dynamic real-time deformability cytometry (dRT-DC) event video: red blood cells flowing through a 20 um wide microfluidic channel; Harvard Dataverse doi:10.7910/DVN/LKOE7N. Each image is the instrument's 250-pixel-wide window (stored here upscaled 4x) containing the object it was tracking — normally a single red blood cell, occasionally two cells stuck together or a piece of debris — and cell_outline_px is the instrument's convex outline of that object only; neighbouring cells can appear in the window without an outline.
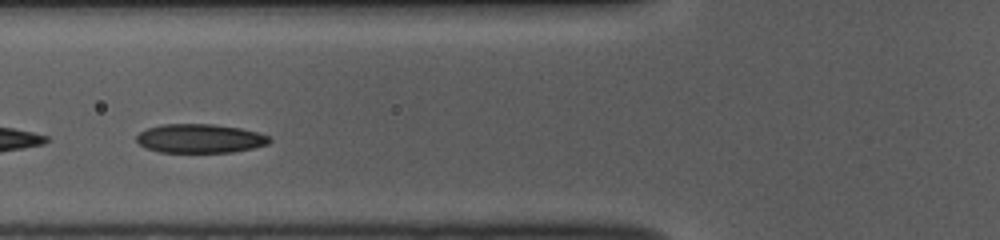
{"species": "common noctule bat (a hibernating species)", "species_latin": "Nyctalus noctula", "temperature_condition": "room temperature", "stored_images_in_passage": 20, "camera_frame_rate_fps": 3000, "um_per_image_px": 0.085, "animal": {"sex": "female", "body_mass_g": 10.0, "forearm_length_mm": 53.1}, "frame": {"image": 1, "passage_image": 11, "time_ms": 3.333, "image_size_px": [1000, 240], "cell_outline_px": [[272, 140], [268, 144], [252, 148], [232, 152], [160, 152], [144, 148], [136, 140], [136, 136], [140, 132], [148, 128], [160, 124], [212, 124], [240, 128], [256, 132], [268, 136]], "centroid_in_image_um": [16.97, 11.77], "position_along_channel_um": 108.8, "area_um2": 22.37}}
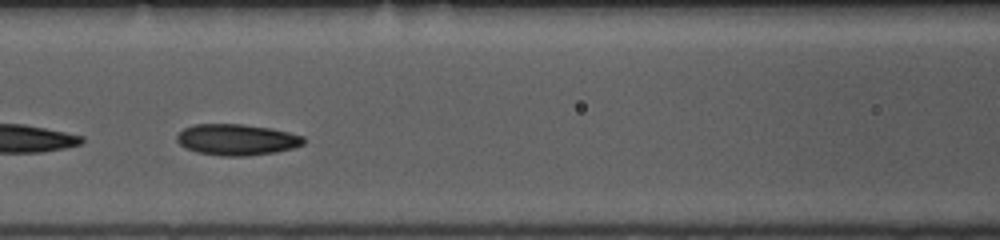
{"frame": {"image": 2, "passage_image": 14, "time_ms": 4.333, "image_size_px": [1000, 240], "cell_outline_px": [[304, 144], [292, 148], [276, 152], [248, 156], [220, 156], [196, 152], [180, 144], [176, 140], [176, 136], [184, 128], [196, 124], [244, 124], [268, 128], [288, 132], [304, 136]], "centroid_in_image_um": [20.12, 11.87], "position_along_channel_um": 146.5, "area_um2": 22.95}}